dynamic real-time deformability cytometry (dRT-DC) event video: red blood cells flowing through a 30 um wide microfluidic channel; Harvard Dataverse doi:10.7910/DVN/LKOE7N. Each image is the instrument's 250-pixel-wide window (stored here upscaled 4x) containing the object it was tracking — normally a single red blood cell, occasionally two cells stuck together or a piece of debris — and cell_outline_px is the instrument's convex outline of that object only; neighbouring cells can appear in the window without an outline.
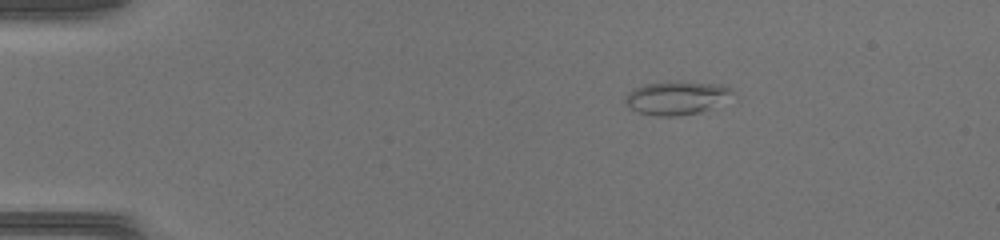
{"species": "common noctule bat (a hibernating species)", "species_latin": "Nyctalus noctula", "temperature_condition": "warm", "stored_images_in_passage": 39, "camera_frame_rate_fps": 3000, "um_per_image_px": 0.085, "animal": {"sex": "female", "body_mass_g": 17.0, "forearm_length_mm": 48.0}, "frame": {"image": 1, "passage_image": 1, "time_ms": 0.0, "image_size_px": [1000, 240], "cell_outline_px": [[736, 92], [708, 108], [700, 112], [680, 116], [656, 116], [636, 112], [628, 108], [624, 100], [628, 92], [632, 88], [644, 84], [668, 80], [684, 80], [720, 84], [732, 88]], "centroid_in_image_um": [57.43, 8.28], "position_along_channel_um": 27.6, "area_um2": 21.33}}
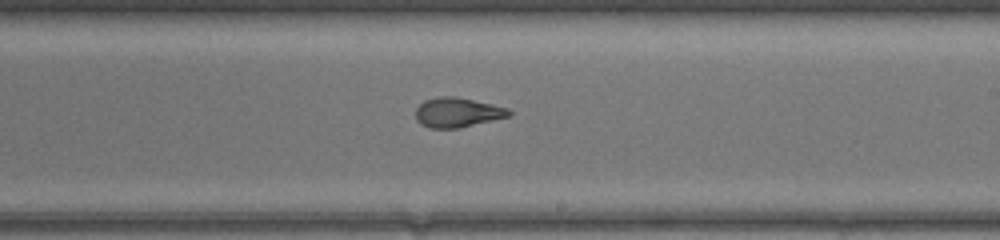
{"frame": {"image": 2, "passage_image": 21, "time_ms": 6.667, "image_size_px": [1000, 240], "cell_outline_px": [[512, 112], [508, 116], [492, 120], [456, 128], [428, 128], [420, 124], [416, 120], [416, 108], [424, 100], [440, 96], [456, 96], [492, 104], [508, 108]], "centroid_in_image_um": [38.84, 9.55], "position_along_channel_um": 250.2, "area_um2": 16.01}}
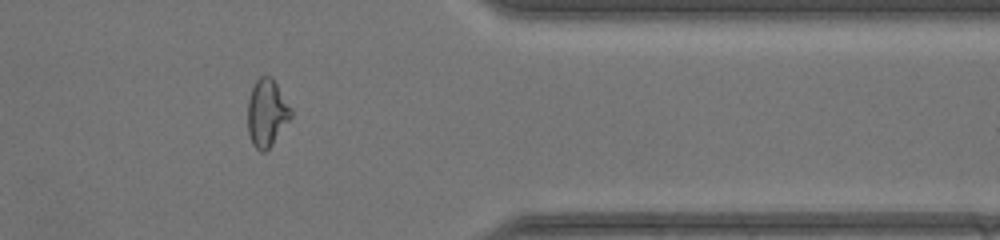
{"frame": {"image": 3, "passage_image": 31, "time_ms": 10.0, "image_size_px": [1000, 240], "cell_outline_px": [[292, 116], [272, 144], [264, 152], [260, 152], [252, 144], [248, 132], [248, 100], [252, 88], [256, 80], [260, 76], [272, 76], [292, 108]], "centroid_in_image_um": [22.68, 9.58], "position_along_channel_um": 388.7, "area_um2": 16.99}}